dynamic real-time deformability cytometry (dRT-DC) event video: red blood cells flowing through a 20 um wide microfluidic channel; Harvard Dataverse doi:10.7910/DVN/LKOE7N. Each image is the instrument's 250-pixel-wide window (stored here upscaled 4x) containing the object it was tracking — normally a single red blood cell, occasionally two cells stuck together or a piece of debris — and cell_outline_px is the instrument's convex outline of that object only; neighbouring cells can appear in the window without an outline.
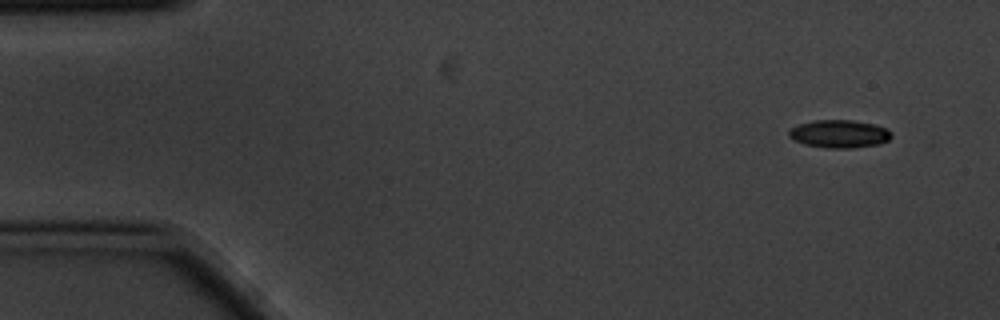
{"species": "common noctule bat (a hibernating species)", "species_latin": "Nyctalus noctula", "temperature_condition": "cold", "stored_images_in_passage": 4, "camera_frame_rate_fps": 3000, "um_per_image_px": 0.085, "animal": {"sex": "male", "body_mass_g": 20.1, "forearm_length_mm": 53.5}, "frame": {"image": 1, "passage_image": 1, "time_ms": 0.0, "image_size_px": [1000, 320], "cell_outline_px": [[892, 136], [888, 140], [880, 144], [852, 148], [828, 148], [804, 144], [792, 140], [788, 136], [788, 132], [792, 128], [800, 124], [816, 120], [852, 120], [872, 124], [888, 128], [892, 132]], "centroid_in_image_um": [71.36, 11.38], "position_along_channel_um": 13.6, "area_um2": 16.7}}
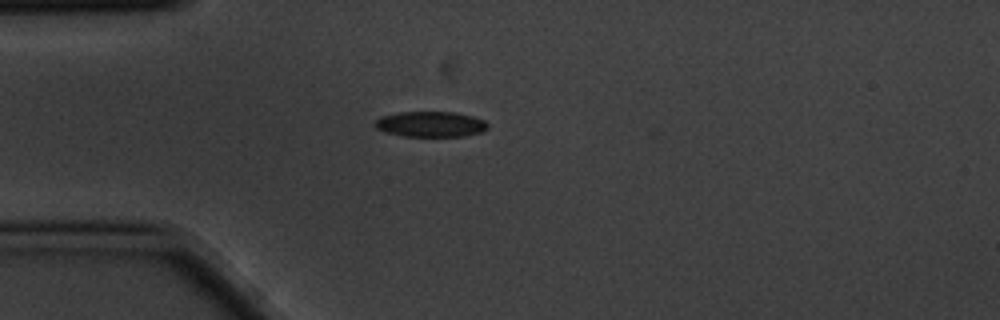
{"frame": {"image": 2, "passage_image": 4, "time_ms": 1.0, "image_size_px": [1000, 320], "cell_outline_px": [[488, 128], [484, 132], [464, 136], [404, 136], [384, 132], [376, 128], [372, 124], [380, 116], [400, 112], [456, 112], [472, 116], [484, 120], [488, 124]], "centroid_in_image_um": [36.6, 10.55], "position_along_channel_um": 48.4, "area_um2": 16.94}}